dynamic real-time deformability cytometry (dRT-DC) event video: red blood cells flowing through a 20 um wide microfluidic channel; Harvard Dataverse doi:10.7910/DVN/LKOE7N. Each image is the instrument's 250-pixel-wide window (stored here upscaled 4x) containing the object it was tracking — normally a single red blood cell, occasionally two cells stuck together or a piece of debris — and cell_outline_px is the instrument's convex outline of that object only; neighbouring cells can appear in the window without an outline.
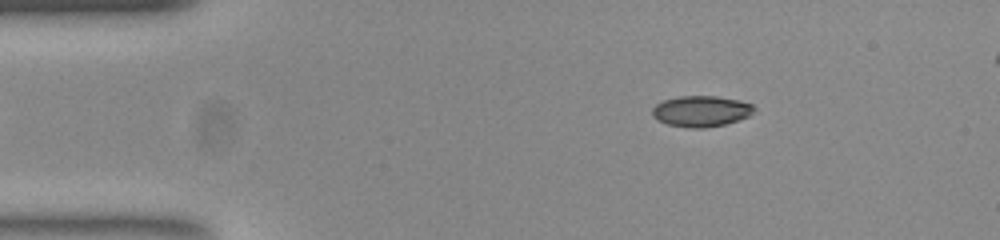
{"species": "common noctule bat (a hibernating species)", "species_latin": "Nyctalus noctula", "temperature_condition": "room temperature", "stored_images_in_passage": 52, "camera_frame_rate_fps": 3000, "um_per_image_px": 0.085, "animal": {"sex": "female", "body_mass_g": 23.0, "forearm_length_mm": 53.4}, "frame": {"image": 1, "passage_image": 8, "time_ms": 2.333, "image_size_px": [1000, 240], "cell_outline_px": [[756, 112], [748, 116], [724, 124], [704, 128], [688, 128], [668, 124], [656, 120], [652, 116], [652, 108], [656, 104], [664, 100], [680, 96], [716, 96], [740, 100], [752, 104], [756, 108]], "centroid_in_image_um": [59.59, 9.45], "position_along_channel_um": 25.4, "area_um2": 18.44}}
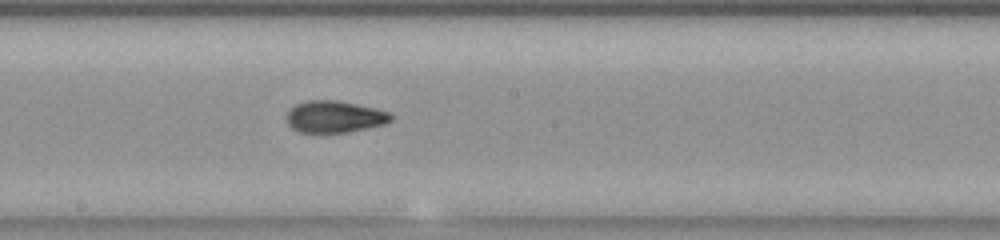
{"frame": {"image": 2, "passage_image": 28, "time_ms": 9.0, "image_size_px": [1000, 240], "cell_outline_px": [[392, 120], [384, 124], [348, 132], [300, 132], [292, 128], [288, 124], [288, 112], [296, 104], [304, 100], [336, 100], [376, 108], [388, 112], [392, 116]], "centroid_in_image_um": [28.44, 9.91], "position_along_channel_um": 219.8, "area_um2": 19.13}}
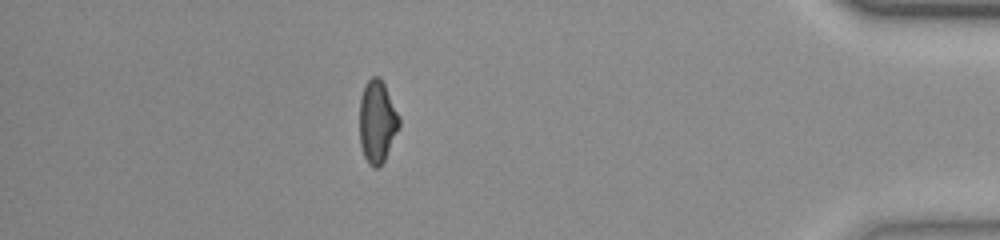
{"frame": {"image": 3, "passage_image": 46, "time_ms": 15.0, "image_size_px": [1000, 240], "cell_outline_px": [[400, 124], [384, 160], [376, 168], [372, 168], [368, 164], [364, 156], [360, 144], [360, 96], [364, 84], [372, 76], [380, 76], [400, 116]], "centroid_in_image_um": [32.05, 10.31], "position_along_channel_um": 403.2, "area_um2": 19.02}}